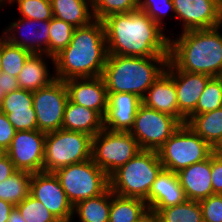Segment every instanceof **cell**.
Masks as SVG:
<instances>
[{
    "label": "cell",
    "mask_w": 222,
    "mask_h": 222,
    "mask_svg": "<svg viewBox=\"0 0 222 222\" xmlns=\"http://www.w3.org/2000/svg\"><path fill=\"white\" fill-rule=\"evenodd\" d=\"M108 55L132 57L169 56L170 38L139 8L112 14L102 20Z\"/></svg>",
    "instance_id": "1"
},
{
    "label": "cell",
    "mask_w": 222,
    "mask_h": 222,
    "mask_svg": "<svg viewBox=\"0 0 222 222\" xmlns=\"http://www.w3.org/2000/svg\"><path fill=\"white\" fill-rule=\"evenodd\" d=\"M108 53L105 29L101 20L75 28L71 42L54 56L56 79L101 76Z\"/></svg>",
    "instance_id": "2"
},
{
    "label": "cell",
    "mask_w": 222,
    "mask_h": 222,
    "mask_svg": "<svg viewBox=\"0 0 222 222\" xmlns=\"http://www.w3.org/2000/svg\"><path fill=\"white\" fill-rule=\"evenodd\" d=\"M221 26L181 32L170 38L169 60L182 71L217 77L222 71Z\"/></svg>",
    "instance_id": "3"
},
{
    "label": "cell",
    "mask_w": 222,
    "mask_h": 222,
    "mask_svg": "<svg viewBox=\"0 0 222 222\" xmlns=\"http://www.w3.org/2000/svg\"><path fill=\"white\" fill-rule=\"evenodd\" d=\"M169 56L108 55L101 77L108 93H132L141 99L165 72Z\"/></svg>",
    "instance_id": "4"
},
{
    "label": "cell",
    "mask_w": 222,
    "mask_h": 222,
    "mask_svg": "<svg viewBox=\"0 0 222 222\" xmlns=\"http://www.w3.org/2000/svg\"><path fill=\"white\" fill-rule=\"evenodd\" d=\"M162 169L157 151L140 150L109 177L110 189L120 196L143 199L148 205L152 183Z\"/></svg>",
    "instance_id": "5"
},
{
    "label": "cell",
    "mask_w": 222,
    "mask_h": 222,
    "mask_svg": "<svg viewBox=\"0 0 222 222\" xmlns=\"http://www.w3.org/2000/svg\"><path fill=\"white\" fill-rule=\"evenodd\" d=\"M92 138L82 132L64 129L46 133L43 172L55 173L65 166L91 159Z\"/></svg>",
    "instance_id": "6"
},
{
    "label": "cell",
    "mask_w": 222,
    "mask_h": 222,
    "mask_svg": "<svg viewBox=\"0 0 222 222\" xmlns=\"http://www.w3.org/2000/svg\"><path fill=\"white\" fill-rule=\"evenodd\" d=\"M215 151L187 124H181L157 150L164 169L174 173L207 159Z\"/></svg>",
    "instance_id": "7"
},
{
    "label": "cell",
    "mask_w": 222,
    "mask_h": 222,
    "mask_svg": "<svg viewBox=\"0 0 222 222\" xmlns=\"http://www.w3.org/2000/svg\"><path fill=\"white\" fill-rule=\"evenodd\" d=\"M73 207L91 197L103 194L109 187V176L91 159L65 166L55 172Z\"/></svg>",
    "instance_id": "8"
},
{
    "label": "cell",
    "mask_w": 222,
    "mask_h": 222,
    "mask_svg": "<svg viewBox=\"0 0 222 222\" xmlns=\"http://www.w3.org/2000/svg\"><path fill=\"white\" fill-rule=\"evenodd\" d=\"M140 147L129 132L103 128L92 138V160L109 177L133 158Z\"/></svg>",
    "instance_id": "9"
},
{
    "label": "cell",
    "mask_w": 222,
    "mask_h": 222,
    "mask_svg": "<svg viewBox=\"0 0 222 222\" xmlns=\"http://www.w3.org/2000/svg\"><path fill=\"white\" fill-rule=\"evenodd\" d=\"M180 125L175 117L141 104L129 133L137 140L141 150L157 151Z\"/></svg>",
    "instance_id": "10"
},
{
    "label": "cell",
    "mask_w": 222,
    "mask_h": 222,
    "mask_svg": "<svg viewBox=\"0 0 222 222\" xmlns=\"http://www.w3.org/2000/svg\"><path fill=\"white\" fill-rule=\"evenodd\" d=\"M68 100L67 86L63 80L59 79L33 92V107L39 131L48 133L62 129L64 110Z\"/></svg>",
    "instance_id": "11"
},
{
    "label": "cell",
    "mask_w": 222,
    "mask_h": 222,
    "mask_svg": "<svg viewBox=\"0 0 222 222\" xmlns=\"http://www.w3.org/2000/svg\"><path fill=\"white\" fill-rule=\"evenodd\" d=\"M46 133L39 130L16 131L6 154L17 170L43 172Z\"/></svg>",
    "instance_id": "12"
},
{
    "label": "cell",
    "mask_w": 222,
    "mask_h": 222,
    "mask_svg": "<svg viewBox=\"0 0 222 222\" xmlns=\"http://www.w3.org/2000/svg\"><path fill=\"white\" fill-rule=\"evenodd\" d=\"M30 195L42 202L60 222L74 218L73 205L55 173H32Z\"/></svg>",
    "instance_id": "13"
},
{
    "label": "cell",
    "mask_w": 222,
    "mask_h": 222,
    "mask_svg": "<svg viewBox=\"0 0 222 222\" xmlns=\"http://www.w3.org/2000/svg\"><path fill=\"white\" fill-rule=\"evenodd\" d=\"M174 18L181 19L182 32L222 25L221 0H173Z\"/></svg>",
    "instance_id": "14"
},
{
    "label": "cell",
    "mask_w": 222,
    "mask_h": 222,
    "mask_svg": "<svg viewBox=\"0 0 222 222\" xmlns=\"http://www.w3.org/2000/svg\"><path fill=\"white\" fill-rule=\"evenodd\" d=\"M49 27L50 20L39 21L20 17L18 21L12 22L3 31L2 37L9 43L26 49L31 54L48 55ZM22 29L25 31L23 32ZM16 31L21 36L17 37Z\"/></svg>",
    "instance_id": "15"
},
{
    "label": "cell",
    "mask_w": 222,
    "mask_h": 222,
    "mask_svg": "<svg viewBox=\"0 0 222 222\" xmlns=\"http://www.w3.org/2000/svg\"><path fill=\"white\" fill-rule=\"evenodd\" d=\"M64 82L69 99L73 103L97 111L104 118L108 105V92L101 76L71 78Z\"/></svg>",
    "instance_id": "16"
},
{
    "label": "cell",
    "mask_w": 222,
    "mask_h": 222,
    "mask_svg": "<svg viewBox=\"0 0 222 222\" xmlns=\"http://www.w3.org/2000/svg\"><path fill=\"white\" fill-rule=\"evenodd\" d=\"M166 71L175 83L178 109L187 118L196 109L198 99L212 77L179 70L170 60Z\"/></svg>",
    "instance_id": "17"
},
{
    "label": "cell",
    "mask_w": 222,
    "mask_h": 222,
    "mask_svg": "<svg viewBox=\"0 0 222 222\" xmlns=\"http://www.w3.org/2000/svg\"><path fill=\"white\" fill-rule=\"evenodd\" d=\"M142 99L132 93H108L104 128L110 131L129 132Z\"/></svg>",
    "instance_id": "18"
},
{
    "label": "cell",
    "mask_w": 222,
    "mask_h": 222,
    "mask_svg": "<svg viewBox=\"0 0 222 222\" xmlns=\"http://www.w3.org/2000/svg\"><path fill=\"white\" fill-rule=\"evenodd\" d=\"M142 104L175 117L181 124H186V117L178 109L175 83L166 70L146 91Z\"/></svg>",
    "instance_id": "19"
},
{
    "label": "cell",
    "mask_w": 222,
    "mask_h": 222,
    "mask_svg": "<svg viewBox=\"0 0 222 222\" xmlns=\"http://www.w3.org/2000/svg\"><path fill=\"white\" fill-rule=\"evenodd\" d=\"M187 200L177 173L162 169L152 183L148 194V208L163 209Z\"/></svg>",
    "instance_id": "20"
},
{
    "label": "cell",
    "mask_w": 222,
    "mask_h": 222,
    "mask_svg": "<svg viewBox=\"0 0 222 222\" xmlns=\"http://www.w3.org/2000/svg\"><path fill=\"white\" fill-rule=\"evenodd\" d=\"M187 200L201 201L213 195L211 183V155L177 172Z\"/></svg>",
    "instance_id": "21"
},
{
    "label": "cell",
    "mask_w": 222,
    "mask_h": 222,
    "mask_svg": "<svg viewBox=\"0 0 222 222\" xmlns=\"http://www.w3.org/2000/svg\"><path fill=\"white\" fill-rule=\"evenodd\" d=\"M104 128V118L92 109L67 101L62 129L95 136Z\"/></svg>",
    "instance_id": "22"
},
{
    "label": "cell",
    "mask_w": 222,
    "mask_h": 222,
    "mask_svg": "<svg viewBox=\"0 0 222 222\" xmlns=\"http://www.w3.org/2000/svg\"><path fill=\"white\" fill-rule=\"evenodd\" d=\"M45 57L54 62V57L46 54H31L25 61L24 66L17 76L20 89L28 91H37L40 88L48 86L56 78L50 75L48 65L45 63Z\"/></svg>",
    "instance_id": "23"
},
{
    "label": "cell",
    "mask_w": 222,
    "mask_h": 222,
    "mask_svg": "<svg viewBox=\"0 0 222 222\" xmlns=\"http://www.w3.org/2000/svg\"><path fill=\"white\" fill-rule=\"evenodd\" d=\"M53 17L73 27H84L94 19L93 6L87 0H50Z\"/></svg>",
    "instance_id": "24"
},
{
    "label": "cell",
    "mask_w": 222,
    "mask_h": 222,
    "mask_svg": "<svg viewBox=\"0 0 222 222\" xmlns=\"http://www.w3.org/2000/svg\"><path fill=\"white\" fill-rule=\"evenodd\" d=\"M186 124L212 148L222 142V107L211 112L189 115Z\"/></svg>",
    "instance_id": "25"
},
{
    "label": "cell",
    "mask_w": 222,
    "mask_h": 222,
    "mask_svg": "<svg viewBox=\"0 0 222 222\" xmlns=\"http://www.w3.org/2000/svg\"><path fill=\"white\" fill-rule=\"evenodd\" d=\"M148 212L145 200L120 196L111 191L109 222H137Z\"/></svg>",
    "instance_id": "26"
},
{
    "label": "cell",
    "mask_w": 222,
    "mask_h": 222,
    "mask_svg": "<svg viewBox=\"0 0 222 222\" xmlns=\"http://www.w3.org/2000/svg\"><path fill=\"white\" fill-rule=\"evenodd\" d=\"M111 206L110 187L103 193L76 204L73 216L78 214L79 222H109Z\"/></svg>",
    "instance_id": "27"
},
{
    "label": "cell",
    "mask_w": 222,
    "mask_h": 222,
    "mask_svg": "<svg viewBox=\"0 0 222 222\" xmlns=\"http://www.w3.org/2000/svg\"><path fill=\"white\" fill-rule=\"evenodd\" d=\"M156 222H203L202 209L197 201L185 202L163 209H150Z\"/></svg>",
    "instance_id": "28"
},
{
    "label": "cell",
    "mask_w": 222,
    "mask_h": 222,
    "mask_svg": "<svg viewBox=\"0 0 222 222\" xmlns=\"http://www.w3.org/2000/svg\"><path fill=\"white\" fill-rule=\"evenodd\" d=\"M32 173L17 170L7 179L0 182V199L12 203H21L29 194Z\"/></svg>",
    "instance_id": "29"
},
{
    "label": "cell",
    "mask_w": 222,
    "mask_h": 222,
    "mask_svg": "<svg viewBox=\"0 0 222 222\" xmlns=\"http://www.w3.org/2000/svg\"><path fill=\"white\" fill-rule=\"evenodd\" d=\"M30 55L31 53L26 49L11 44L2 37L1 72H6L11 76L17 77Z\"/></svg>",
    "instance_id": "30"
},
{
    "label": "cell",
    "mask_w": 222,
    "mask_h": 222,
    "mask_svg": "<svg viewBox=\"0 0 222 222\" xmlns=\"http://www.w3.org/2000/svg\"><path fill=\"white\" fill-rule=\"evenodd\" d=\"M49 30L48 55L54 57L71 42L75 27L53 17L50 20Z\"/></svg>",
    "instance_id": "31"
},
{
    "label": "cell",
    "mask_w": 222,
    "mask_h": 222,
    "mask_svg": "<svg viewBox=\"0 0 222 222\" xmlns=\"http://www.w3.org/2000/svg\"><path fill=\"white\" fill-rule=\"evenodd\" d=\"M222 107V84L217 77H212L196 104V109L190 115L211 112Z\"/></svg>",
    "instance_id": "32"
},
{
    "label": "cell",
    "mask_w": 222,
    "mask_h": 222,
    "mask_svg": "<svg viewBox=\"0 0 222 222\" xmlns=\"http://www.w3.org/2000/svg\"><path fill=\"white\" fill-rule=\"evenodd\" d=\"M15 207L26 222H60L42 202L30 194Z\"/></svg>",
    "instance_id": "33"
},
{
    "label": "cell",
    "mask_w": 222,
    "mask_h": 222,
    "mask_svg": "<svg viewBox=\"0 0 222 222\" xmlns=\"http://www.w3.org/2000/svg\"><path fill=\"white\" fill-rule=\"evenodd\" d=\"M15 1L18 4L21 18L39 21H47L53 18L50 0H10V4Z\"/></svg>",
    "instance_id": "34"
},
{
    "label": "cell",
    "mask_w": 222,
    "mask_h": 222,
    "mask_svg": "<svg viewBox=\"0 0 222 222\" xmlns=\"http://www.w3.org/2000/svg\"><path fill=\"white\" fill-rule=\"evenodd\" d=\"M138 9V0H98L93 5L95 20H103L109 15L129 13Z\"/></svg>",
    "instance_id": "35"
},
{
    "label": "cell",
    "mask_w": 222,
    "mask_h": 222,
    "mask_svg": "<svg viewBox=\"0 0 222 222\" xmlns=\"http://www.w3.org/2000/svg\"><path fill=\"white\" fill-rule=\"evenodd\" d=\"M33 107V92L18 89L11 93L4 94L0 110L5 113H11L12 110L28 109Z\"/></svg>",
    "instance_id": "36"
},
{
    "label": "cell",
    "mask_w": 222,
    "mask_h": 222,
    "mask_svg": "<svg viewBox=\"0 0 222 222\" xmlns=\"http://www.w3.org/2000/svg\"><path fill=\"white\" fill-rule=\"evenodd\" d=\"M138 8L163 29V18L169 10L174 12L173 0H138Z\"/></svg>",
    "instance_id": "37"
},
{
    "label": "cell",
    "mask_w": 222,
    "mask_h": 222,
    "mask_svg": "<svg viewBox=\"0 0 222 222\" xmlns=\"http://www.w3.org/2000/svg\"><path fill=\"white\" fill-rule=\"evenodd\" d=\"M7 117L16 131L38 130L34 108L12 110Z\"/></svg>",
    "instance_id": "38"
},
{
    "label": "cell",
    "mask_w": 222,
    "mask_h": 222,
    "mask_svg": "<svg viewBox=\"0 0 222 222\" xmlns=\"http://www.w3.org/2000/svg\"><path fill=\"white\" fill-rule=\"evenodd\" d=\"M203 222H222V195L213 194L199 201Z\"/></svg>",
    "instance_id": "39"
},
{
    "label": "cell",
    "mask_w": 222,
    "mask_h": 222,
    "mask_svg": "<svg viewBox=\"0 0 222 222\" xmlns=\"http://www.w3.org/2000/svg\"><path fill=\"white\" fill-rule=\"evenodd\" d=\"M211 183L213 193L222 195V155L216 151L211 154Z\"/></svg>",
    "instance_id": "40"
},
{
    "label": "cell",
    "mask_w": 222,
    "mask_h": 222,
    "mask_svg": "<svg viewBox=\"0 0 222 222\" xmlns=\"http://www.w3.org/2000/svg\"><path fill=\"white\" fill-rule=\"evenodd\" d=\"M15 132L16 130L8 120L7 115L0 110V147L7 150L11 144Z\"/></svg>",
    "instance_id": "41"
},
{
    "label": "cell",
    "mask_w": 222,
    "mask_h": 222,
    "mask_svg": "<svg viewBox=\"0 0 222 222\" xmlns=\"http://www.w3.org/2000/svg\"><path fill=\"white\" fill-rule=\"evenodd\" d=\"M0 88L4 94L20 89L17 77L11 76L6 72L0 73Z\"/></svg>",
    "instance_id": "42"
},
{
    "label": "cell",
    "mask_w": 222,
    "mask_h": 222,
    "mask_svg": "<svg viewBox=\"0 0 222 222\" xmlns=\"http://www.w3.org/2000/svg\"><path fill=\"white\" fill-rule=\"evenodd\" d=\"M16 171L17 169L7 154L0 158V182L7 179Z\"/></svg>",
    "instance_id": "43"
},
{
    "label": "cell",
    "mask_w": 222,
    "mask_h": 222,
    "mask_svg": "<svg viewBox=\"0 0 222 222\" xmlns=\"http://www.w3.org/2000/svg\"><path fill=\"white\" fill-rule=\"evenodd\" d=\"M14 207L12 203L0 199V222H8L10 212Z\"/></svg>",
    "instance_id": "44"
},
{
    "label": "cell",
    "mask_w": 222,
    "mask_h": 222,
    "mask_svg": "<svg viewBox=\"0 0 222 222\" xmlns=\"http://www.w3.org/2000/svg\"><path fill=\"white\" fill-rule=\"evenodd\" d=\"M8 222H26V221L21 216L19 210L16 207H14L13 210L10 212Z\"/></svg>",
    "instance_id": "45"
},
{
    "label": "cell",
    "mask_w": 222,
    "mask_h": 222,
    "mask_svg": "<svg viewBox=\"0 0 222 222\" xmlns=\"http://www.w3.org/2000/svg\"><path fill=\"white\" fill-rule=\"evenodd\" d=\"M137 222H156L155 216L149 211L141 220Z\"/></svg>",
    "instance_id": "46"
},
{
    "label": "cell",
    "mask_w": 222,
    "mask_h": 222,
    "mask_svg": "<svg viewBox=\"0 0 222 222\" xmlns=\"http://www.w3.org/2000/svg\"><path fill=\"white\" fill-rule=\"evenodd\" d=\"M2 69V36L0 37V73Z\"/></svg>",
    "instance_id": "47"
},
{
    "label": "cell",
    "mask_w": 222,
    "mask_h": 222,
    "mask_svg": "<svg viewBox=\"0 0 222 222\" xmlns=\"http://www.w3.org/2000/svg\"><path fill=\"white\" fill-rule=\"evenodd\" d=\"M215 151H216L218 154L222 155V142H221L220 145L215 149Z\"/></svg>",
    "instance_id": "48"
},
{
    "label": "cell",
    "mask_w": 222,
    "mask_h": 222,
    "mask_svg": "<svg viewBox=\"0 0 222 222\" xmlns=\"http://www.w3.org/2000/svg\"><path fill=\"white\" fill-rule=\"evenodd\" d=\"M6 155V150L0 147V158Z\"/></svg>",
    "instance_id": "49"
},
{
    "label": "cell",
    "mask_w": 222,
    "mask_h": 222,
    "mask_svg": "<svg viewBox=\"0 0 222 222\" xmlns=\"http://www.w3.org/2000/svg\"><path fill=\"white\" fill-rule=\"evenodd\" d=\"M3 97H4V93H3L2 89L0 88V105L2 103Z\"/></svg>",
    "instance_id": "50"
},
{
    "label": "cell",
    "mask_w": 222,
    "mask_h": 222,
    "mask_svg": "<svg viewBox=\"0 0 222 222\" xmlns=\"http://www.w3.org/2000/svg\"><path fill=\"white\" fill-rule=\"evenodd\" d=\"M7 2L8 4L10 3V0H0V7H2L3 3ZM2 4V5H1Z\"/></svg>",
    "instance_id": "51"
},
{
    "label": "cell",
    "mask_w": 222,
    "mask_h": 222,
    "mask_svg": "<svg viewBox=\"0 0 222 222\" xmlns=\"http://www.w3.org/2000/svg\"><path fill=\"white\" fill-rule=\"evenodd\" d=\"M92 6L98 1V0H87Z\"/></svg>",
    "instance_id": "52"
},
{
    "label": "cell",
    "mask_w": 222,
    "mask_h": 222,
    "mask_svg": "<svg viewBox=\"0 0 222 222\" xmlns=\"http://www.w3.org/2000/svg\"><path fill=\"white\" fill-rule=\"evenodd\" d=\"M217 78L221 81V84H222V71L219 73V75L217 76Z\"/></svg>",
    "instance_id": "53"
}]
</instances>
